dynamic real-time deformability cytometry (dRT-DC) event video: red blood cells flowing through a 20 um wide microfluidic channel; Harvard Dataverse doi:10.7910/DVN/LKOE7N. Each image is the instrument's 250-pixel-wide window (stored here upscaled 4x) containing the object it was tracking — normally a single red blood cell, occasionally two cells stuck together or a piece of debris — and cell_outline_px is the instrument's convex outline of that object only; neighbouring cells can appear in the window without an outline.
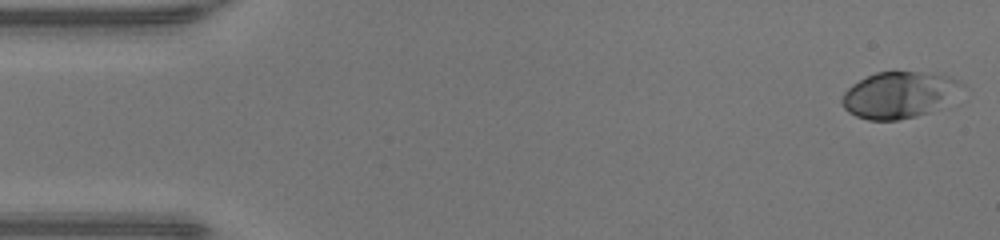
{"species": "human", "species_latin": "Homo sapiens", "temperature_condition": "warm", "stored_images_in_passage": 48, "camera_frame_rate_fps": 3000, "um_per_image_px": 0.085, "donor": {"sex": "male"}, "frame": {"image": 1, "passage_image": 1, "time_ms": 0.0, "image_size_px": [1000, 240], "cell_outline_px": [[968, 88], [928, 112], [916, 116], [896, 120], [868, 120], [856, 116], [848, 112], [844, 108], [840, 100], [844, 92], [852, 84], [876, 72], [916, 72], [948, 76], [960, 80]], "centroid_in_image_um": [76.42, 8.06], "position_along_channel_um": 8.6, "area_um2": 32.19}}
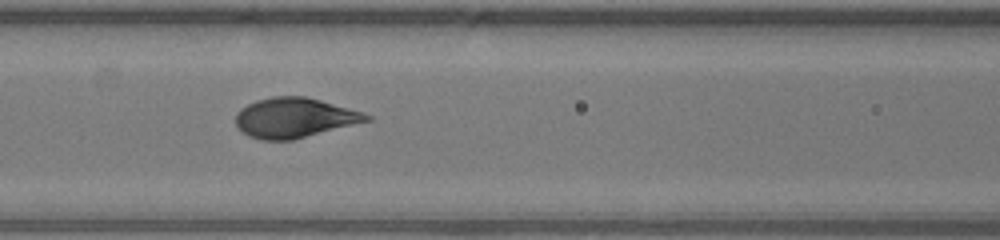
{"frame": {"image": 2, "passage_image": 20, "time_ms": 6.333, "image_size_px": [1000, 240], "cell_outline_px": [[372, 120], [292, 140], [264, 140], [248, 136], [236, 124], [236, 112], [240, 108], [256, 100], [272, 96], [304, 96], [320, 100], [364, 112], [372, 116]], "centroid_in_image_um": [25.04, 10.0], "position_along_channel_um": 141.6, "area_um2": 30.35}}
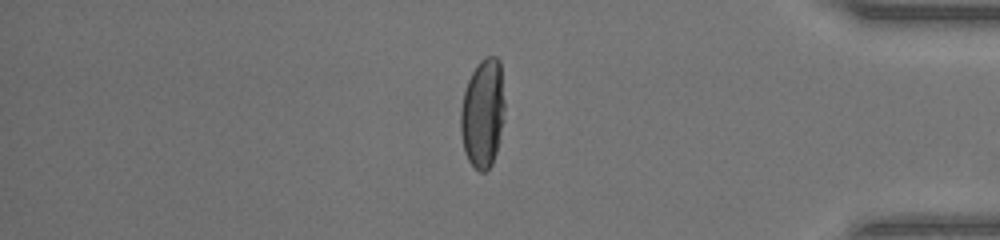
{"frame": {"image": 3, "passage_image": 40, "time_ms": 13.0, "image_size_px": [1000, 240], "cell_outline_px": [[504, 120], [496, 152], [492, 164], [484, 172], [480, 172], [468, 160], [464, 152], [460, 132], [460, 112], [464, 92], [468, 80], [476, 64], [484, 56], [496, 56], [500, 60], [504, 100]], "centroid_in_image_um": [41.03, 9.61], "position_along_channel_um": 394.2, "area_um2": 28.21}, "authors_computed_cell_mechanics": {"area_um2": 30.4028, "velocity_mm_per_s": 4.2859, "shape_relaxation_time_tau1_ms": 3.3492, "shape_relaxation_time_tau2_ms": null, "deformation_change_tau1": 0.2113, "deformation_change_tau2": null}}